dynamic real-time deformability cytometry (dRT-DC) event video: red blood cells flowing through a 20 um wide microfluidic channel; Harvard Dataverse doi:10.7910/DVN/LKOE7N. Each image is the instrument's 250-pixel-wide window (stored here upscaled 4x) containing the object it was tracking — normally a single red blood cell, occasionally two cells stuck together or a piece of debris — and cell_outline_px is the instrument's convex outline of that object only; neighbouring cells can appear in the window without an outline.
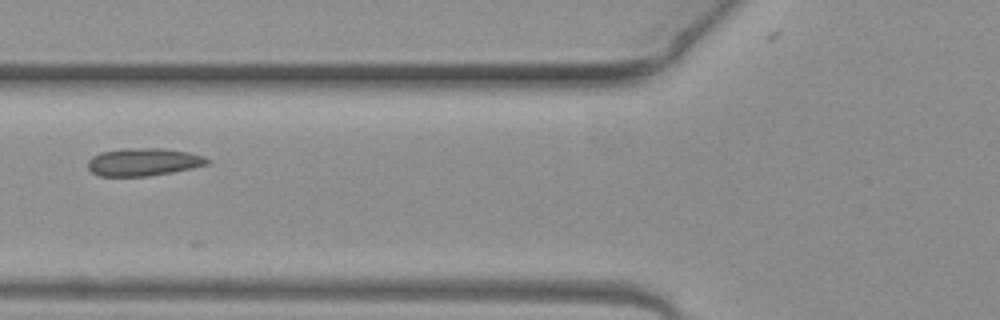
{"species": "common noctule bat (a hibernating species)", "species_latin": "Nyctalus noctula", "temperature_condition": "warm", "stored_images_in_passage": 3, "camera_frame_rate_fps": 3000, "um_per_image_px": 0.085, "animal": {"sex": "female", "body_mass_g": 19.3, "forearm_length_mm": 54.1}, "frame": {"image": 1, "passage_image": 2, "time_ms": 0.333, "image_size_px": [1000, 320], "cell_outline_px": [[212, 160], [208, 164], [192, 168], [172, 172], [148, 176], [100, 176], [92, 172], [88, 168], [88, 160], [92, 156], [100, 152], [124, 148], [164, 148], [188, 152], [204, 156]], "centroid_in_image_um": [12.2, 13.76], "position_along_channel_um": 113.6, "area_um2": 19.42}}
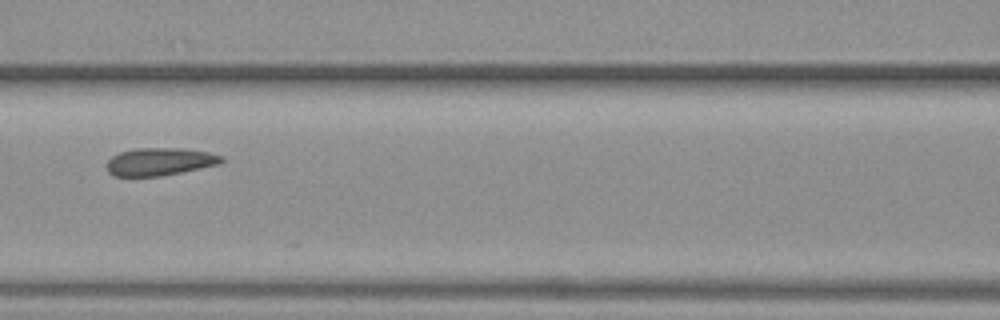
{"frame": {"image": 2, "passage_image": 3, "time_ms": 0.667, "image_size_px": [1000, 320], "cell_outline_px": [[224, 160], [220, 164], [160, 176], [112, 176], [108, 172], [108, 160], [112, 156], [120, 152], [136, 148], [184, 148], [208, 152], [224, 156]], "centroid_in_image_um": [13.6, 13.73], "position_along_channel_um": 153.0, "area_um2": 18.5}}